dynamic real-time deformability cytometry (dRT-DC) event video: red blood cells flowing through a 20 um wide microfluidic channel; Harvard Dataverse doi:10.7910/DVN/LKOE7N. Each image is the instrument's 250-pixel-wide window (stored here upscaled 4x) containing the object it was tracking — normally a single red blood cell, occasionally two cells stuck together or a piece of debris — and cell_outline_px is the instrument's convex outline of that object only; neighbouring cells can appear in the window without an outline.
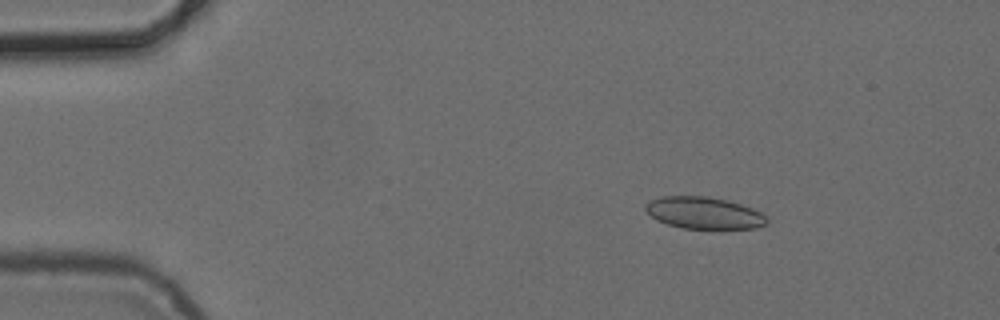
{"species": "common noctule bat (a hibernating species)", "species_latin": "Nyctalus noctula", "temperature_condition": "cold", "stored_images_in_passage": 4, "camera_frame_rate_fps": 3000, "um_per_image_px": 0.085, "animal": {"sex": "female", "body_mass_g": 24.6, "forearm_length_mm": 56.2}, "frame": {"image": 1, "passage_image": 2, "time_ms": 1.0, "image_size_px": [1000, 320], "cell_outline_px": [[768, 224], [756, 228], [680, 228], [656, 220], [644, 208], [644, 204], [660, 196], [708, 196], [728, 200], [752, 208], [768, 216]], "centroid_in_image_um": [59.86, 18.09], "position_along_channel_um": 25.1, "area_um2": 22.6}}
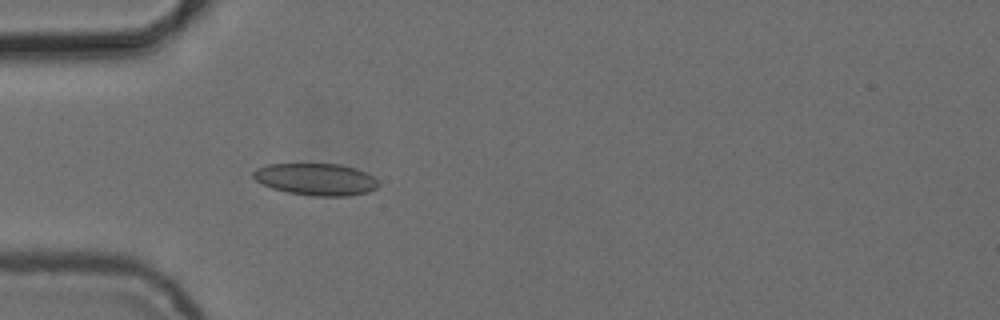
{"frame": {"image": 2, "passage_image": 4, "time_ms": 3.667, "image_size_px": [1000, 320], "cell_outline_px": [[380, 184], [376, 188], [368, 192], [348, 196], [312, 196], [288, 192], [272, 188], [256, 180], [252, 176], [252, 172], [256, 168], [268, 164], [340, 164], [356, 168], [372, 176]], "centroid_in_image_um": [26.85, 15.24], "position_along_channel_um": 58.1, "area_um2": 23.29}}